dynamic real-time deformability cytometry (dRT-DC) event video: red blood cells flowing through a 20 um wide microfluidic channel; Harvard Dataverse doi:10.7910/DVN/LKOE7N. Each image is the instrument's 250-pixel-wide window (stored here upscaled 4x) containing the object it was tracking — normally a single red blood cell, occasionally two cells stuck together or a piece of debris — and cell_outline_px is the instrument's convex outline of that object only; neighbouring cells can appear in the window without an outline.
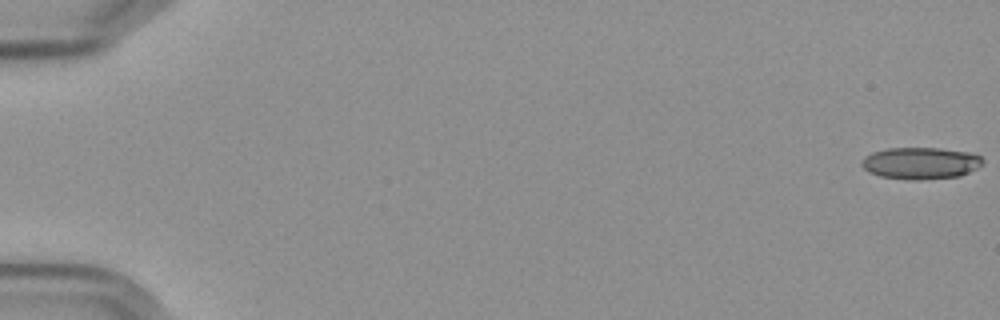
{"species": "Egyptian fruit bat (a non-hibernating species)", "species_latin": "Rousettus aegyptiacus", "temperature_condition": "cold", "stored_images_in_passage": 58, "camera_frame_rate_fps": 3000, "um_per_image_px": 0.085, "frame": {"image": 1, "passage_image": 1, "time_ms": 0.0, "image_size_px": [1000, 320], "cell_outline_px": [[984, 164], [960, 176], [916, 180], [908, 180], [880, 176], [868, 172], [860, 164], [864, 156], [872, 152], [888, 148], [940, 148], [968, 152], [980, 156], [984, 160]], "centroid_in_image_um": [78.23, 13.87], "position_along_channel_um": 6.8, "area_um2": 22.54}}
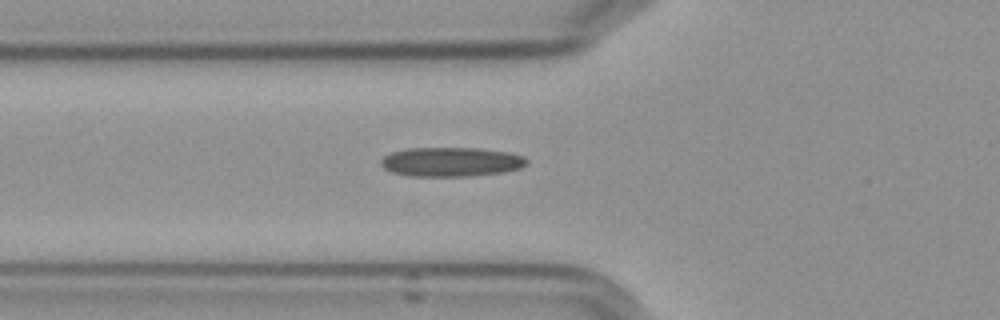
{"frame": {"image": 2, "passage_image": 22, "time_ms": 7.0, "image_size_px": [1000, 320], "cell_outline_px": [[528, 160], [520, 168], [504, 172], [468, 176], [412, 176], [392, 172], [384, 168], [380, 164], [380, 160], [384, 156], [392, 152], [408, 148], [476, 148], [508, 152], [524, 156]], "centroid_in_image_um": [38.33, 13.76], "position_along_channel_um": 87.5, "area_um2": 24.8}}
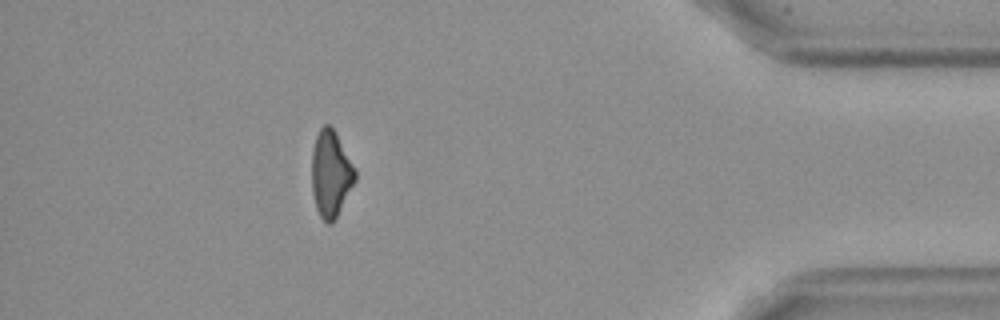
{"frame": {"image": 3, "passage_image": 52, "time_ms": 17.0, "image_size_px": [1000, 320], "cell_outline_px": [[356, 180], [332, 224], [328, 224], [320, 216], [316, 208], [312, 192], [312, 148], [316, 136], [320, 128], [324, 124], [328, 124], [336, 132], [356, 168]], "centroid_in_image_um": [28.12, 14.75], "position_along_channel_um": 407.1, "area_um2": 21.91}, "authors_computed_cell_mechanics": {"area_um2": 23.0911, "velocity_mm_per_s": 3.615, "shape_relaxation_time_tau1_ms": null, "shape_relaxation_time_tau2_ms": 9.2624, "deformation_change_tau1": null, "deformation_change_tau2": 0.2176}}